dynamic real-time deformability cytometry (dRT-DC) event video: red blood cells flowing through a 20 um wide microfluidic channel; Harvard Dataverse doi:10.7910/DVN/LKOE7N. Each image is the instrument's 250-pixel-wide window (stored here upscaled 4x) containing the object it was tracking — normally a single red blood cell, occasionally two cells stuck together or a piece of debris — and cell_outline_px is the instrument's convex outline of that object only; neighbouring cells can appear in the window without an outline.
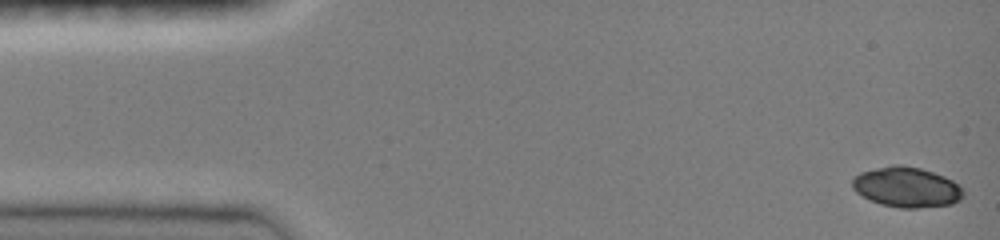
{"species": "common noctule bat (a hibernating species)", "species_latin": "Nyctalus noctula", "temperature_condition": "room temperature", "stored_images_in_passage": 47, "camera_frame_rate_fps": 3000, "um_per_image_px": 0.085, "animal": {"sex": "female", "body_mass_g": 19.0, "forearm_length_mm": 51.5}, "frame": {"image": 1, "passage_image": 1, "time_ms": 0.0, "image_size_px": [1000, 240], "cell_outline_px": [[964, 196], [960, 200], [952, 204], [916, 208], [900, 208], [880, 204], [868, 200], [856, 192], [852, 188], [852, 180], [860, 172], [876, 168], [896, 164], [900, 164], [920, 168], [944, 176], [952, 180], [964, 192]], "centroid_in_image_um": [77.04, 15.91], "position_along_channel_um": 8.0, "area_um2": 26.01}}
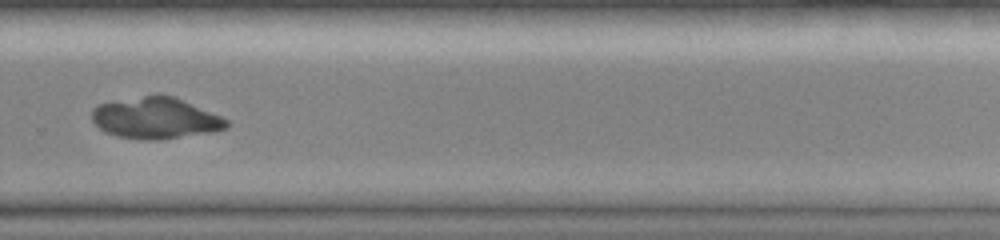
{"frame": {"image": 2, "passage_image": 33, "time_ms": 10.667, "image_size_px": [1000, 240], "cell_outline_px": [[228, 128], [212, 132], [156, 140], [140, 140], [116, 136], [104, 132], [92, 120], [92, 108], [100, 104], [156, 92], [160, 92], [176, 96], [220, 116], [228, 120]], "centroid_in_image_um": [13.22, 10.01], "position_along_channel_um": 316.6, "area_um2": 32.89}}
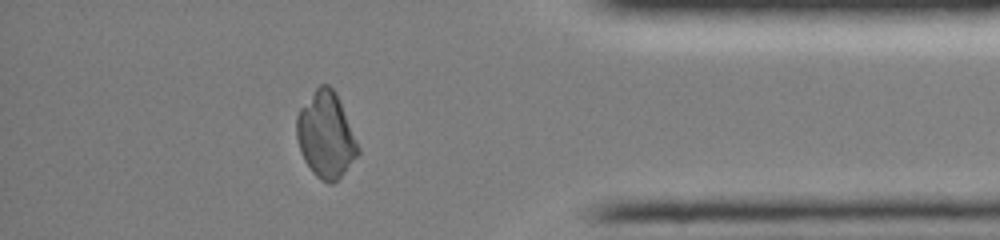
{"frame": {"image": 3, "passage_image": 41, "time_ms": 13.333, "image_size_px": [1000, 240], "cell_outline_px": [[360, 152], [344, 172], [332, 184], [328, 184], [320, 180], [312, 172], [304, 160], [300, 152], [296, 136], [296, 116], [300, 108], [316, 88], [320, 84], [328, 84], [336, 92], [360, 148]], "centroid_in_image_um": [27.68, 11.48], "position_along_channel_um": 407.5, "area_um2": 30.63}}